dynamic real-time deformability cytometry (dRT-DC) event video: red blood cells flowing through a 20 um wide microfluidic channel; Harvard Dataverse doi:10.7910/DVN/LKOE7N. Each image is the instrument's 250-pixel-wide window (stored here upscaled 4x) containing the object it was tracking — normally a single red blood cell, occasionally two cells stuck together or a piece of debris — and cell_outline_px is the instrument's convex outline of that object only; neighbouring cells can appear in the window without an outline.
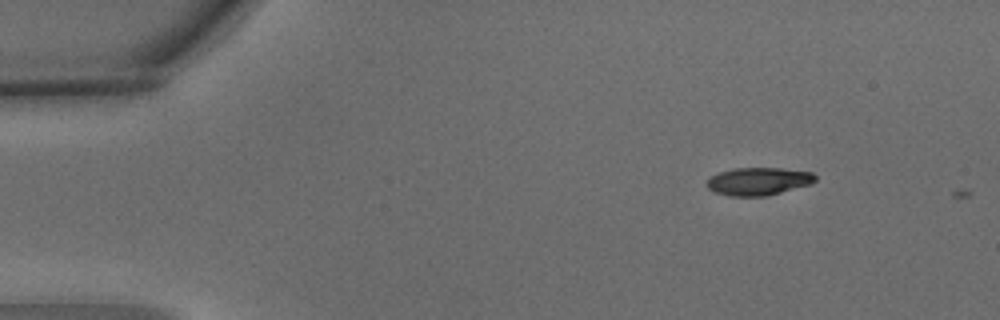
{"species": "common noctule bat (a hibernating species)", "species_latin": "Nyctalus noctula", "temperature_condition": "warm", "stored_images_in_passage": 4, "camera_frame_rate_fps": 3000, "um_per_image_px": 0.085, "animal": {"sex": "male", "body_mass_g": 15.6}, "frame": {"image": 1, "passage_image": 1, "time_ms": 0.0, "image_size_px": [1000, 320], "cell_outline_px": [[816, 180], [812, 184], [768, 196], [728, 196], [716, 192], [708, 188], [704, 184], [712, 176], [720, 172], [736, 168], [780, 168], [812, 172], [816, 176]], "centroid_in_image_um": [64.49, 15.42], "position_along_channel_um": 20.5, "area_um2": 17.63}}